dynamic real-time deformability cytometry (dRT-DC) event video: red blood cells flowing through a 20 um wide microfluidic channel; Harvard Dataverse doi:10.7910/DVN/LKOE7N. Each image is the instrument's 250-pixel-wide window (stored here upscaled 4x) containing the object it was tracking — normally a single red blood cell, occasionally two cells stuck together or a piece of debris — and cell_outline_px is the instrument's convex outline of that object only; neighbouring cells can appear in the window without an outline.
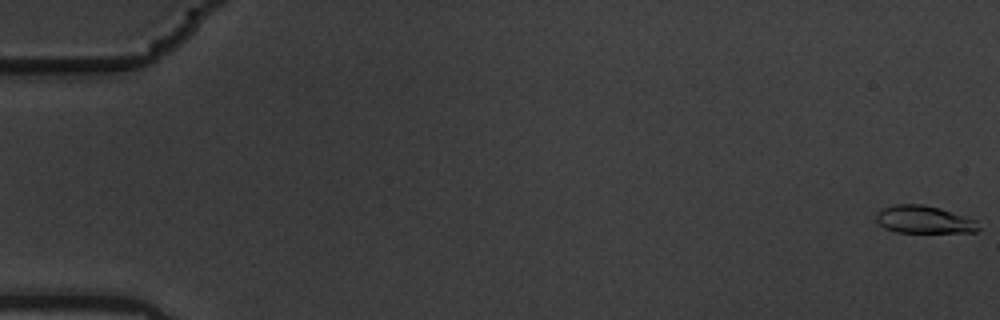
{"species": "common noctule bat (a hibernating species)", "species_latin": "Nyctalus noctula", "temperature_condition": "warm", "stored_images_in_passage": 59, "camera_frame_rate_fps": 3000, "um_per_image_px": 0.085, "animal": {"sex": "male", "body_mass_g": 19.5, "forearm_length_mm": 54.6}, "frame": {"image": 1, "passage_image": 1, "time_ms": 0.0, "image_size_px": [1000, 320], "cell_outline_px": [[980, 228], [976, 232], [896, 232], [884, 228], [876, 220], [876, 212], [880, 208], [896, 204], [924, 204], [940, 208], [976, 220]], "centroid_in_image_um": [78.51, 18.66], "position_along_channel_um": 6.5, "area_um2": 16.53}}
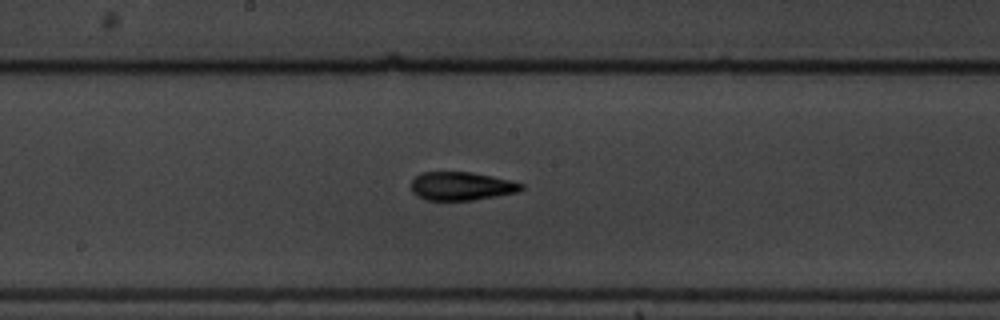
{"frame": {"image": 2, "passage_image": 32, "time_ms": 10.333, "image_size_px": [1000, 320], "cell_outline_px": [[524, 188], [516, 192], [496, 196], [472, 200], [428, 200], [416, 196], [412, 192], [412, 180], [420, 172], [472, 172], [492, 176], [524, 184]], "centroid_in_image_um": [39.19, 15.82], "position_along_channel_um": 209.0, "area_um2": 18.15}}
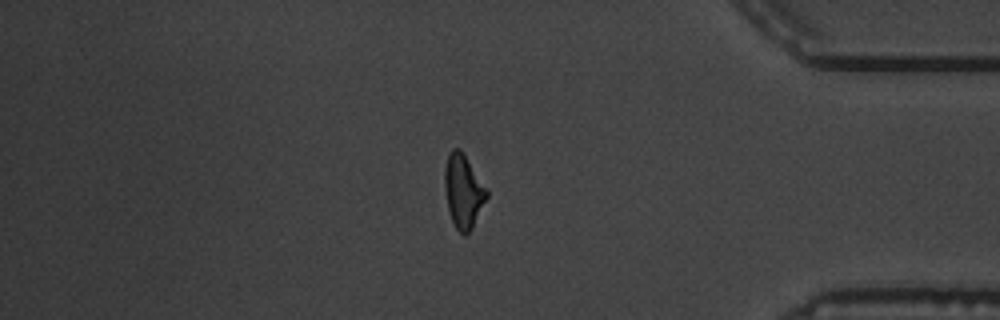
{"frame": {"image": 3, "passage_image": 50, "time_ms": 16.333, "image_size_px": [1000, 320], "cell_outline_px": [[488, 196], [472, 228], [464, 236], [456, 228], [452, 220], [448, 208], [444, 188], [444, 168], [448, 156], [452, 148], [460, 148], [464, 152], [488, 192]], "centroid_in_image_um": [39.37, 16.22], "position_along_channel_um": 395.8, "area_um2": 17.92}, "authors_computed_cell_mechanics": {"area_um2": 17.8602, "velocity_mm_per_s": 3.5501, "shape_relaxation_time_tau1_ms": 6.1518, "shape_relaxation_time_tau2_ms": 2.569, "deformation_change_tau1": 0.1923, "deformation_change_tau2": 0.0978}}